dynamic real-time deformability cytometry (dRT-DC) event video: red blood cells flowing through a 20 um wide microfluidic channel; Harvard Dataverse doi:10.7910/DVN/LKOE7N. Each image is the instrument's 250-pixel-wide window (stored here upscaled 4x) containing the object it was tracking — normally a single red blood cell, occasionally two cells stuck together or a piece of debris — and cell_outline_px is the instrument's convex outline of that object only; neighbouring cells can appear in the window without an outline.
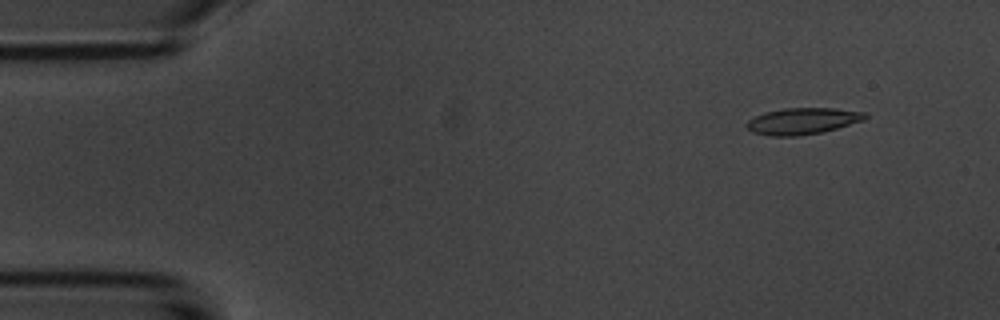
{"species": "common noctule bat (a hibernating species)", "species_latin": "Nyctalus noctula", "temperature_condition": "room temperature", "stored_images_in_passage": 5, "camera_frame_rate_fps": 3000, "um_per_image_px": 0.085, "animal": {"sex": "male", "body_mass_g": 20.1, "forearm_length_mm": 53.5}, "frame": {"image": 1, "passage_image": 1, "time_ms": 0.0, "image_size_px": [1000, 320], "cell_outline_px": [[868, 116], [864, 120], [836, 128], [820, 132], [796, 136], [772, 136], [752, 132], [744, 124], [748, 120], [764, 112], [784, 108], [836, 108], [868, 112]], "centroid_in_image_um": [68.23, 10.28], "position_along_channel_um": 16.8, "area_um2": 18.26}}
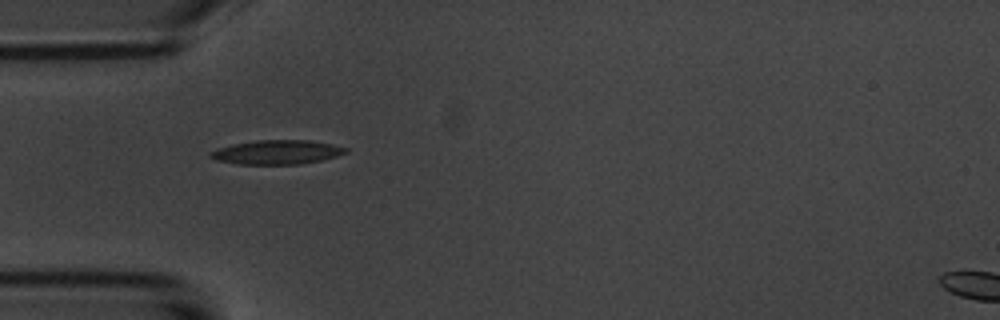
{"frame": {"image": 2, "passage_image": 4, "time_ms": 3.667, "image_size_px": [1000, 320], "cell_outline_px": [[348, 152], [324, 160], [300, 164], [236, 164], [216, 160], [208, 156], [208, 152], [216, 148], [232, 144], [256, 140], [308, 140], [332, 144], [348, 148]], "centroid_in_image_um": [23.51, 12.93], "position_along_channel_um": 61.5, "area_um2": 19.25}}
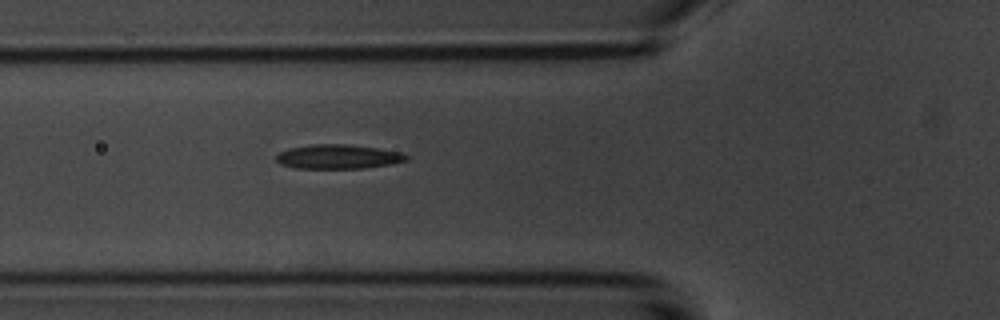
{"frame": {"image": 3, "passage_image": 5, "time_ms": 4.667, "image_size_px": [1000, 320], "cell_outline_px": [[408, 160], [388, 164], [364, 168], [292, 168], [280, 164], [276, 160], [276, 156], [280, 152], [288, 148], [312, 144], [348, 144], [376, 148], [400, 152], [408, 156]], "centroid_in_image_um": [28.69, 13.31], "position_along_channel_um": 97.1, "area_um2": 18.32}}